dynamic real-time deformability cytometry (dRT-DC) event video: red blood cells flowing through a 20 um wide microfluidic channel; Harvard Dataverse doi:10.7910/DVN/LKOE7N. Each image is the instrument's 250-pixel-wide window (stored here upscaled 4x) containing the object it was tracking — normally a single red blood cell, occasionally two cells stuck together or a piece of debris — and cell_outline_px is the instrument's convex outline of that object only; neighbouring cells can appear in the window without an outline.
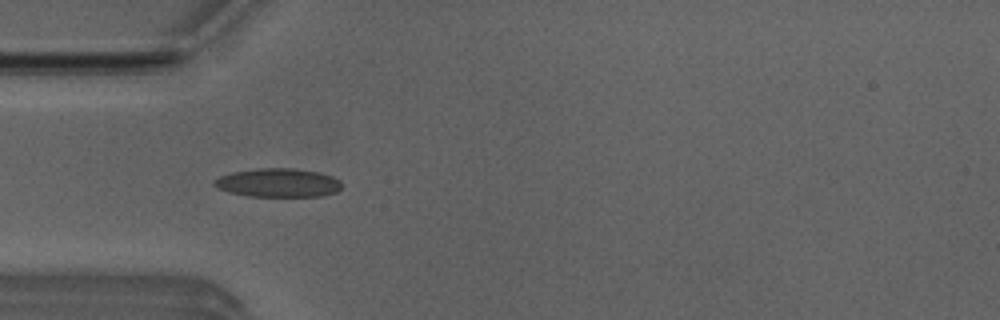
{"species": "Egyptian fruit bat (a non-hibernating species)", "species_latin": "Rousettus aegyptiacus", "temperature_condition": "room temperature", "stored_images_in_passage": 5, "camera_frame_rate_fps": 3000, "um_per_image_px": 0.085, "animal": {"sex": "male"}, "frame": {"image": 1, "passage_image": 4, "time_ms": 1.0, "image_size_px": [1000, 320], "cell_outline_px": [[340, 188], [336, 192], [324, 196], [248, 196], [228, 192], [216, 188], [212, 184], [212, 180], [220, 176], [232, 172], [256, 168], [292, 168], [320, 172], [332, 176], [340, 180]], "centroid_in_image_um": [23.6, 15.53], "position_along_channel_um": 61.4, "area_um2": 21.5}}